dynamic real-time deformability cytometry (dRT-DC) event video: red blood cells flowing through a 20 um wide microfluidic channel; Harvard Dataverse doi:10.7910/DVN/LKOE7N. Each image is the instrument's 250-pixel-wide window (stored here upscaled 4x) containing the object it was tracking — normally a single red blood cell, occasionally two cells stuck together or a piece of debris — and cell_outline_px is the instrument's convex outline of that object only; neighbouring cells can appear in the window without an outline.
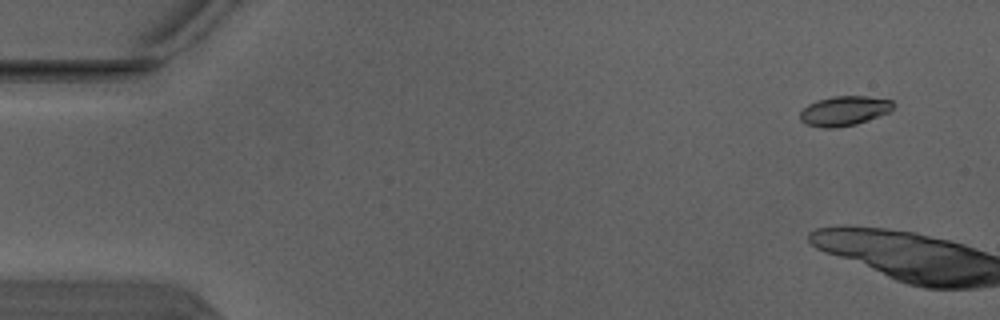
{"species": "Egyptian fruit bat (a non-hibernating species)", "species_latin": "Rousettus aegyptiacus", "temperature_condition": "warm", "stored_images_in_passage": 6, "segment_of_instrument_passage": [1, 2], "camera_frame_rate_fps": 3000, "um_per_image_px": 0.085, "animal": {"sex": "male"}, "frame": {"image": 1, "passage_image": 1, "time_ms": 0.0, "image_size_px": [1000, 320], "cell_outline_px": [[892, 108], [888, 112], [868, 120], [856, 124], [836, 128], [824, 128], [808, 124], [800, 120], [800, 112], [808, 104], [816, 100], [832, 96], [868, 96], [892, 100]], "centroid_in_image_um": [71.73, 9.42], "position_along_channel_um": 13.3, "area_um2": 16.01}}